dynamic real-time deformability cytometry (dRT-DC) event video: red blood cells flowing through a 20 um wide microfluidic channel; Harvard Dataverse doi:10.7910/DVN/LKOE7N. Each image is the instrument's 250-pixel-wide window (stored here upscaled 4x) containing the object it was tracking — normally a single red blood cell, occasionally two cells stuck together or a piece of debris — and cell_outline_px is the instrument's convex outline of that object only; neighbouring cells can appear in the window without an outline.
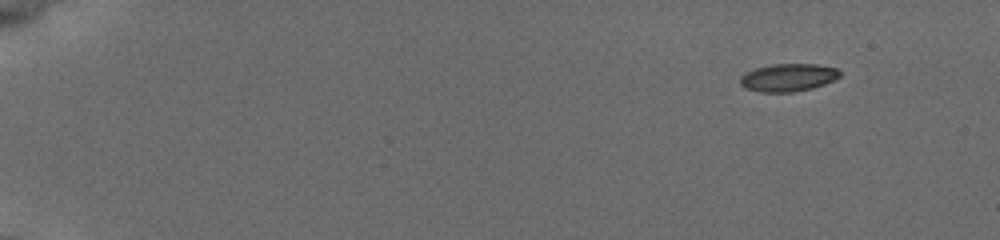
{"species": "common noctule bat (a hibernating species)", "species_latin": "Nyctalus noctula", "temperature_condition": "cold", "stored_images_in_passage": 9, "camera_frame_rate_fps": 3000, "um_per_image_px": 0.085, "animal": {"sex": "female", "body_mass_g": 19.5, "forearm_length_mm": 54.1}, "frame": {"image": 1, "passage_image": 1, "time_ms": 0.0, "image_size_px": [1000, 240], "cell_outline_px": [[840, 76], [824, 84], [812, 88], [792, 92], [760, 92], [744, 88], [740, 84], [740, 76], [756, 68], [772, 64], [816, 64], [836, 68], [840, 72]], "centroid_in_image_um": [66.97, 6.59], "position_along_channel_um": 18.0, "area_um2": 16.01}}
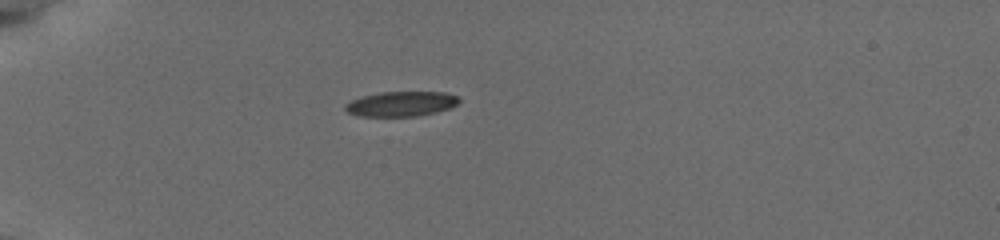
{"frame": {"image": 2, "passage_image": 6, "time_ms": 4.0, "image_size_px": [1000, 240], "cell_outline_px": [[460, 100], [456, 104], [448, 108], [436, 112], [416, 116], [356, 116], [348, 112], [344, 108], [344, 104], [360, 96], [380, 92], [444, 92], [460, 96]], "centroid_in_image_um": [34.07, 8.82], "position_along_channel_um": 50.9, "area_um2": 16.59}}
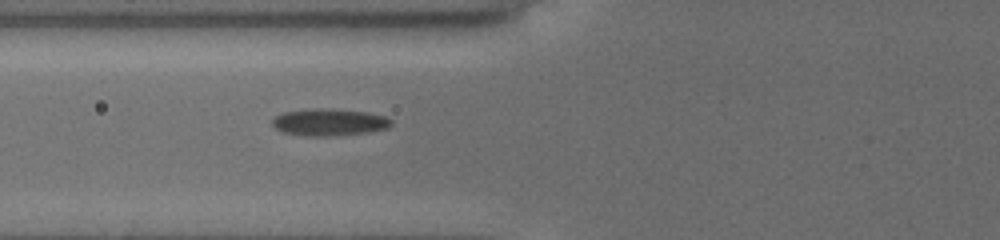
{"frame": {"image": 3, "passage_image": 9, "time_ms": 6.0, "image_size_px": [1000, 240], "cell_outline_px": [[392, 124], [388, 128], [368, 132], [332, 136], [308, 136], [280, 132], [272, 124], [272, 120], [276, 116], [284, 112], [316, 108], [332, 108], [368, 112], [388, 116], [392, 120]], "centroid_in_image_um": [28.02, 10.38], "position_along_channel_um": 97.8, "area_um2": 18.96}}